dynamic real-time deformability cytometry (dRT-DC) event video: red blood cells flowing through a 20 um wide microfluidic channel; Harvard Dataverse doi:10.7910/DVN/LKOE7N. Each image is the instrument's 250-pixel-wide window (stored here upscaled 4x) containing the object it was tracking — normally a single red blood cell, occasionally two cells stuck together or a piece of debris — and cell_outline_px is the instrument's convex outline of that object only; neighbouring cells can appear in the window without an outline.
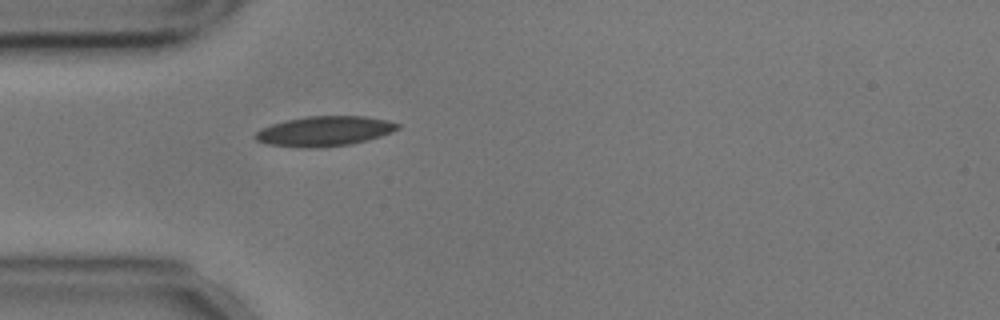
{"species": "common noctule bat (a hibernating species)", "species_latin": "Nyctalus noctula", "temperature_condition": "cold", "stored_images_in_passage": 41, "camera_frame_rate_fps": 3000, "um_per_image_px": 0.085, "animal": {"sex": "male", "body_mass_g": 17.9, "forearm_length_mm": 54.2}, "frame": {"image": 1, "passage_image": 1, "time_ms": 0.0, "image_size_px": [1000, 320], "cell_outline_px": [[400, 128], [392, 132], [368, 140], [352, 144], [312, 148], [304, 148], [268, 144], [256, 140], [252, 136], [260, 128], [272, 124], [288, 120], [308, 116], [364, 116], [388, 120], [400, 124]], "centroid_in_image_um": [27.58, 11.15], "position_along_channel_um": 57.4, "area_um2": 24.85}}
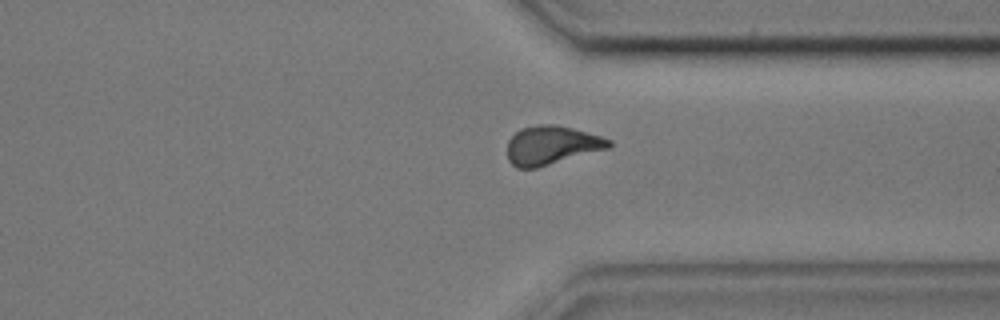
{"frame": {"image": 2, "passage_image": 27, "time_ms": 8.667, "image_size_px": [1000, 320], "cell_outline_px": [[612, 144], [608, 148], [536, 168], [516, 168], [508, 160], [508, 140], [520, 128], [540, 124], [556, 124], [572, 128], [600, 136], [612, 140]], "centroid_in_image_um": [46.86, 12.34], "position_along_channel_um": 364.5, "area_um2": 22.77}}
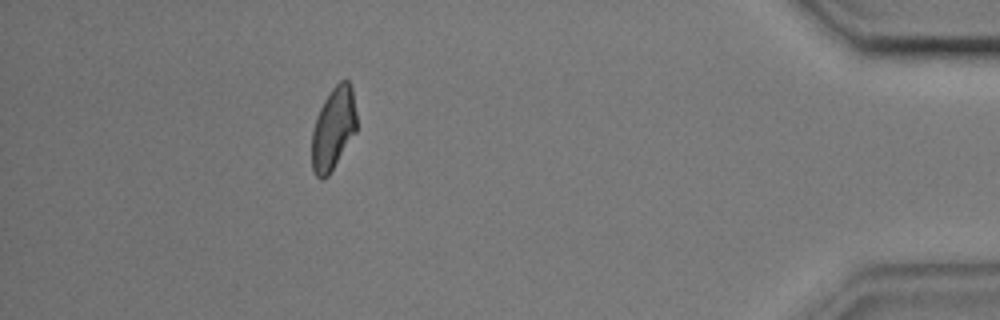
{"frame": {"image": 3, "passage_image": 35, "time_ms": 11.333, "image_size_px": [1000, 320], "cell_outline_px": [[356, 132], [328, 176], [324, 180], [320, 180], [316, 176], [312, 168], [312, 128], [316, 116], [324, 100], [332, 88], [340, 80], [348, 80], [352, 88], [356, 112]], "centroid_in_image_um": [28.32, 10.94], "position_along_channel_um": 406.9, "area_um2": 21.62}, "authors_computed_cell_mechanics": {"area_um2": 22.4842, "velocity_mm_per_s": 3.5772, "shape_relaxation_time_tau1_ms": 10.6517, "shape_relaxation_time_tau2_ms": 3.453, "deformation_change_tau1": 0.1835, "deformation_change_tau2": 0.0865}}